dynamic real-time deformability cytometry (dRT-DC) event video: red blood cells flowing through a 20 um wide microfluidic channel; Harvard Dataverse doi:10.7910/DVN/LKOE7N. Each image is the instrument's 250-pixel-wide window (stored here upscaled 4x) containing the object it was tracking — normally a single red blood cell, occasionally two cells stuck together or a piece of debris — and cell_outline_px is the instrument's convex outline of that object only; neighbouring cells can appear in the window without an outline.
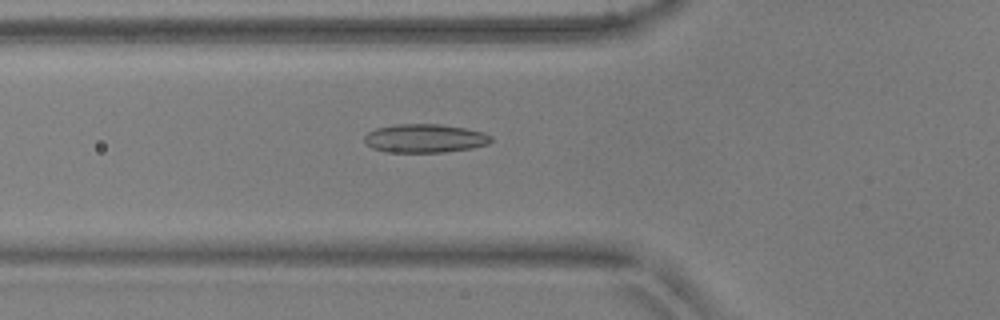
{"species": "common noctule bat (a hibernating species)", "species_latin": "Nyctalus noctula", "temperature_condition": "warm", "stored_images_in_passage": 52, "camera_frame_rate_fps": 3000, "um_per_image_px": 0.085, "animal": {"sex": "male", "body_mass_g": 17.9, "forearm_length_mm": 54.2}, "frame": {"image": 1, "passage_image": 19, "time_ms": 6.0, "image_size_px": [1000, 320], "cell_outline_px": [[492, 140], [488, 144], [472, 148], [444, 152], [384, 152], [372, 148], [364, 140], [364, 136], [368, 132], [376, 128], [396, 124], [440, 124], [464, 128], [484, 132], [492, 136]], "centroid_in_image_um": [36.11, 11.76], "position_along_channel_um": 89.7, "area_um2": 21.15}}
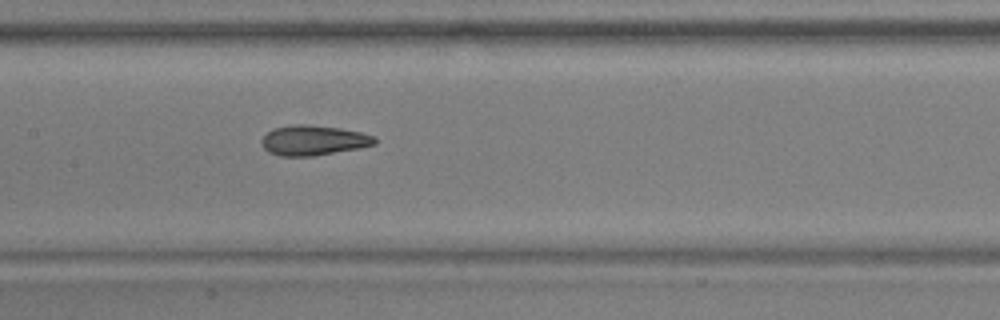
{"frame": {"image": 2, "passage_image": 26, "time_ms": 8.333, "image_size_px": [1000, 320], "cell_outline_px": [[376, 144], [360, 148], [312, 156], [280, 156], [268, 152], [264, 148], [260, 140], [272, 128], [292, 124], [308, 124], [340, 128], [360, 132], [376, 136]], "centroid_in_image_um": [26.63, 11.92], "position_along_channel_um": 180.8, "area_um2": 19.94}}
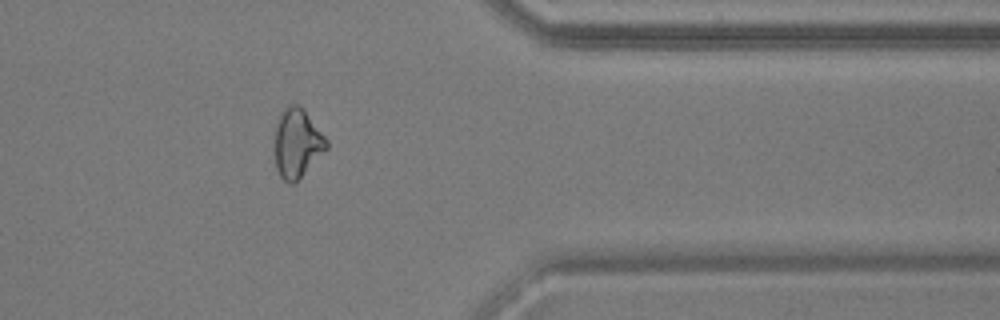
{"frame": {"image": 3, "passage_image": 43, "time_ms": 14.0, "image_size_px": [1000, 320], "cell_outline_px": [[328, 148], [296, 184], [288, 184], [280, 176], [276, 168], [276, 124], [280, 112], [288, 104], [296, 104], [304, 108], [328, 140]], "centroid_in_image_um": [25.28, 12.18], "position_along_channel_um": 386.1, "area_um2": 21.1}, "authors_computed_cell_mechanics": {"area_um2": 20.4901, "velocity_mm_per_s": 3.8691, "shape_relaxation_time_tau1_ms": null, "shape_relaxation_time_tau2_ms": 2.5253, "deformation_change_tau1": null, "deformation_change_tau2": 0.0887}}